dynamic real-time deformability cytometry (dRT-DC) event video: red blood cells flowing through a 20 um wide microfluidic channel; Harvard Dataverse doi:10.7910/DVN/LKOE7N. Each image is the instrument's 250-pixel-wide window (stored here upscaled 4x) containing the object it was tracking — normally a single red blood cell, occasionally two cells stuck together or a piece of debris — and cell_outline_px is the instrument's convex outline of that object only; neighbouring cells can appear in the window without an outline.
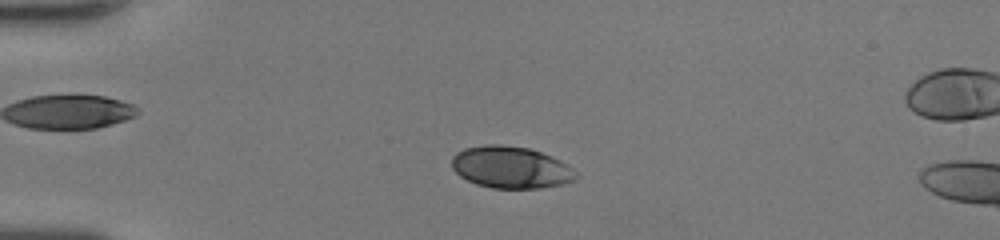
{"species": "human", "species_latin": "Homo sapiens", "temperature_condition": "room temperature", "stored_images_in_passage": 46, "camera_frame_rate_fps": 3000, "um_per_image_px": 0.085, "donor": {"sex": "female"}, "frame": {"image": 1, "passage_image": 10, "time_ms": 3.0, "image_size_px": [1000, 240], "cell_outline_px": [[576, 176], [572, 180], [564, 184], [540, 188], [492, 188], [476, 184], [460, 176], [452, 168], [452, 156], [456, 152], [464, 148], [484, 144], [500, 144], [528, 148], [540, 152], [560, 160], [572, 168]], "centroid_in_image_um": [43.37, 14.22], "position_along_channel_um": 41.6, "area_um2": 30.23}}
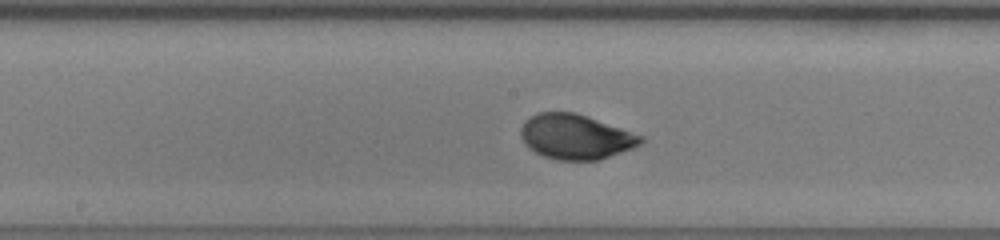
{"frame": {"image": 2, "passage_image": 24, "time_ms": 7.667, "image_size_px": [1000, 240], "cell_outline_px": [[644, 140], [640, 144], [632, 148], [600, 160], [556, 160], [544, 156], [528, 148], [524, 144], [520, 136], [520, 128], [524, 120], [540, 112], [572, 112], [644, 136]], "centroid_in_image_um": [48.88, 11.64], "position_along_channel_um": 199.3, "area_um2": 31.15}}
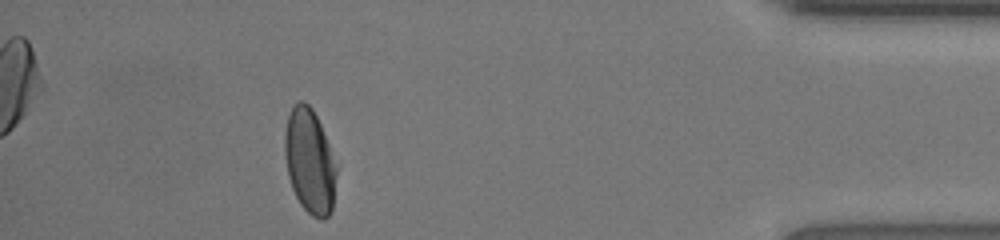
{"frame": {"image": 3, "passage_image": 42, "time_ms": 13.667, "image_size_px": [1000, 240], "cell_outline_px": [[340, 164], [332, 212], [324, 220], [320, 220], [312, 216], [300, 204], [292, 188], [288, 176], [284, 156], [284, 136], [288, 116], [292, 108], [300, 100], [304, 100], [312, 108]], "centroid_in_image_um": [26.38, 13.74], "position_along_channel_um": 408.8, "area_um2": 32.6}, "authors_computed_cell_mechanics": {"area_um2": 31.4721, "velocity_mm_per_s": 4.2595, "shape_relaxation_time_tau1_ms": 3.2904, "shape_relaxation_time_tau2_ms": null, "deformation_change_tau1": 0.1374, "deformation_change_tau2": null}}